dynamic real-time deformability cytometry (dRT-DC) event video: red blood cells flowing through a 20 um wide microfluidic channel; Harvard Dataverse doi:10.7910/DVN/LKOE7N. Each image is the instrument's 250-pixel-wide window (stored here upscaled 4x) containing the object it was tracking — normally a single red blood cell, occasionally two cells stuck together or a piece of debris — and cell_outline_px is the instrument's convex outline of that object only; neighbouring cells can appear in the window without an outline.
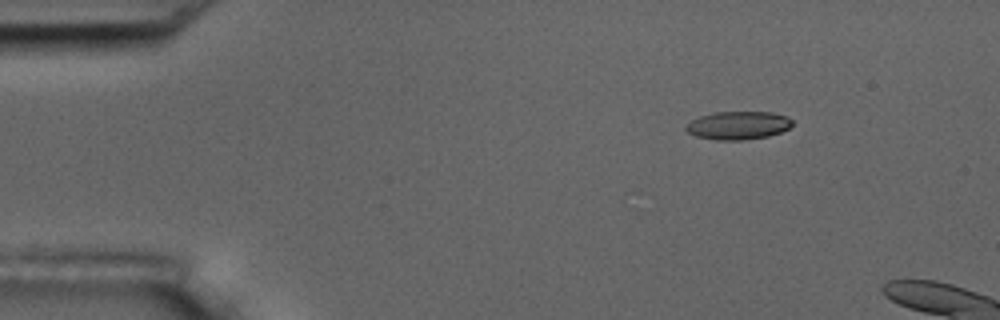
{"species": "common noctule bat (a hibernating species)", "species_latin": "Nyctalus noctula", "temperature_condition": "room temperature", "stored_images_in_passage": 9, "camera_frame_rate_fps": 3000, "um_per_image_px": 0.085, "animal": {"sex": "male", "body_mass_g": 17.5, "forearm_length_mm": 52.3}, "frame": {"image": 1, "passage_image": 1, "time_ms": 0.0, "image_size_px": [1000, 320], "cell_outline_px": [[792, 124], [788, 128], [780, 132], [768, 136], [744, 140], [716, 140], [696, 136], [688, 132], [684, 128], [692, 120], [700, 116], [716, 112], [772, 112], [788, 116], [792, 120]], "centroid_in_image_um": [62.75, 10.66], "position_along_channel_um": 22.2, "area_um2": 17.4}}